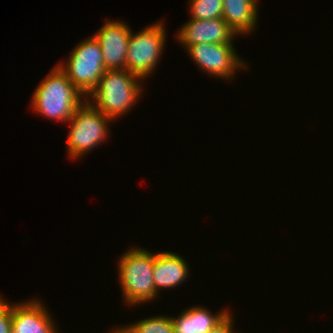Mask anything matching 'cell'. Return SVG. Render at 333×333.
I'll return each instance as SVG.
<instances>
[{
	"label": "cell",
	"mask_w": 333,
	"mask_h": 333,
	"mask_svg": "<svg viewBox=\"0 0 333 333\" xmlns=\"http://www.w3.org/2000/svg\"><path fill=\"white\" fill-rule=\"evenodd\" d=\"M86 99L58 65H54L34 90L31 108L48 120L67 123Z\"/></svg>",
	"instance_id": "obj_1"
},
{
	"label": "cell",
	"mask_w": 333,
	"mask_h": 333,
	"mask_svg": "<svg viewBox=\"0 0 333 333\" xmlns=\"http://www.w3.org/2000/svg\"><path fill=\"white\" fill-rule=\"evenodd\" d=\"M142 80L127 69L106 70L86 100L106 117L116 121L140 99Z\"/></svg>",
	"instance_id": "obj_2"
},
{
	"label": "cell",
	"mask_w": 333,
	"mask_h": 333,
	"mask_svg": "<svg viewBox=\"0 0 333 333\" xmlns=\"http://www.w3.org/2000/svg\"><path fill=\"white\" fill-rule=\"evenodd\" d=\"M123 300L135 307L158 297L153 282L154 253L141 247L126 251L117 262Z\"/></svg>",
	"instance_id": "obj_3"
},
{
	"label": "cell",
	"mask_w": 333,
	"mask_h": 333,
	"mask_svg": "<svg viewBox=\"0 0 333 333\" xmlns=\"http://www.w3.org/2000/svg\"><path fill=\"white\" fill-rule=\"evenodd\" d=\"M113 122L94 108L87 100L74 112L69 120L67 155L71 159L82 158L106 141L110 132L108 123Z\"/></svg>",
	"instance_id": "obj_4"
},
{
	"label": "cell",
	"mask_w": 333,
	"mask_h": 333,
	"mask_svg": "<svg viewBox=\"0 0 333 333\" xmlns=\"http://www.w3.org/2000/svg\"><path fill=\"white\" fill-rule=\"evenodd\" d=\"M67 62H61L58 67L66 74L76 88L87 98L97 87L106 71L101 47L92 35L79 42L73 48Z\"/></svg>",
	"instance_id": "obj_5"
},
{
	"label": "cell",
	"mask_w": 333,
	"mask_h": 333,
	"mask_svg": "<svg viewBox=\"0 0 333 333\" xmlns=\"http://www.w3.org/2000/svg\"><path fill=\"white\" fill-rule=\"evenodd\" d=\"M163 21L145 27L137 34L131 31L127 47L126 69L146 79L158 65L166 40Z\"/></svg>",
	"instance_id": "obj_6"
},
{
	"label": "cell",
	"mask_w": 333,
	"mask_h": 333,
	"mask_svg": "<svg viewBox=\"0 0 333 333\" xmlns=\"http://www.w3.org/2000/svg\"><path fill=\"white\" fill-rule=\"evenodd\" d=\"M187 54L194 63L210 76L234 79L236 70L247 69V63L242 61L236 53L233 44L200 43L188 47Z\"/></svg>",
	"instance_id": "obj_7"
},
{
	"label": "cell",
	"mask_w": 333,
	"mask_h": 333,
	"mask_svg": "<svg viewBox=\"0 0 333 333\" xmlns=\"http://www.w3.org/2000/svg\"><path fill=\"white\" fill-rule=\"evenodd\" d=\"M93 36L99 42L106 70L126 69L131 29L122 20H108Z\"/></svg>",
	"instance_id": "obj_8"
},
{
	"label": "cell",
	"mask_w": 333,
	"mask_h": 333,
	"mask_svg": "<svg viewBox=\"0 0 333 333\" xmlns=\"http://www.w3.org/2000/svg\"><path fill=\"white\" fill-rule=\"evenodd\" d=\"M178 41L184 48L200 43L207 44H233L236 33L228 26L223 18L209 20H195L188 22L177 31Z\"/></svg>",
	"instance_id": "obj_9"
},
{
	"label": "cell",
	"mask_w": 333,
	"mask_h": 333,
	"mask_svg": "<svg viewBox=\"0 0 333 333\" xmlns=\"http://www.w3.org/2000/svg\"><path fill=\"white\" fill-rule=\"evenodd\" d=\"M40 299L12 303V333H58L52 315Z\"/></svg>",
	"instance_id": "obj_10"
},
{
	"label": "cell",
	"mask_w": 333,
	"mask_h": 333,
	"mask_svg": "<svg viewBox=\"0 0 333 333\" xmlns=\"http://www.w3.org/2000/svg\"><path fill=\"white\" fill-rule=\"evenodd\" d=\"M189 264L179 254L171 251L154 253L153 282L156 292L159 290L175 288L188 278Z\"/></svg>",
	"instance_id": "obj_11"
},
{
	"label": "cell",
	"mask_w": 333,
	"mask_h": 333,
	"mask_svg": "<svg viewBox=\"0 0 333 333\" xmlns=\"http://www.w3.org/2000/svg\"><path fill=\"white\" fill-rule=\"evenodd\" d=\"M229 309L212 314L203 306H193L185 309L178 317H172L175 333H208L218 325L228 314Z\"/></svg>",
	"instance_id": "obj_12"
},
{
	"label": "cell",
	"mask_w": 333,
	"mask_h": 333,
	"mask_svg": "<svg viewBox=\"0 0 333 333\" xmlns=\"http://www.w3.org/2000/svg\"><path fill=\"white\" fill-rule=\"evenodd\" d=\"M257 0H223L222 18L238 35L255 30L258 19Z\"/></svg>",
	"instance_id": "obj_13"
},
{
	"label": "cell",
	"mask_w": 333,
	"mask_h": 333,
	"mask_svg": "<svg viewBox=\"0 0 333 333\" xmlns=\"http://www.w3.org/2000/svg\"><path fill=\"white\" fill-rule=\"evenodd\" d=\"M122 333H175L172 317L152 316L120 327Z\"/></svg>",
	"instance_id": "obj_14"
},
{
	"label": "cell",
	"mask_w": 333,
	"mask_h": 333,
	"mask_svg": "<svg viewBox=\"0 0 333 333\" xmlns=\"http://www.w3.org/2000/svg\"><path fill=\"white\" fill-rule=\"evenodd\" d=\"M190 15L195 20L222 18L223 0H190Z\"/></svg>",
	"instance_id": "obj_15"
},
{
	"label": "cell",
	"mask_w": 333,
	"mask_h": 333,
	"mask_svg": "<svg viewBox=\"0 0 333 333\" xmlns=\"http://www.w3.org/2000/svg\"><path fill=\"white\" fill-rule=\"evenodd\" d=\"M12 304L0 297V333L11 331Z\"/></svg>",
	"instance_id": "obj_16"
},
{
	"label": "cell",
	"mask_w": 333,
	"mask_h": 333,
	"mask_svg": "<svg viewBox=\"0 0 333 333\" xmlns=\"http://www.w3.org/2000/svg\"><path fill=\"white\" fill-rule=\"evenodd\" d=\"M233 318V315L229 311V314L208 333H235L233 330Z\"/></svg>",
	"instance_id": "obj_17"
},
{
	"label": "cell",
	"mask_w": 333,
	"mask_h": 333,
	"mask_svg": "<svg viewBox=\"0 0 333 333\" xmlns=\"http://www.w3.org/2000/svg\"><path fill=\"white\" fill-rule=\"evenodd\" d=\"M111 333H122L120 327H115L112 331L110 330Z\"/></svg>",
	"instance_id": "obj_18"
}]
</instances>
